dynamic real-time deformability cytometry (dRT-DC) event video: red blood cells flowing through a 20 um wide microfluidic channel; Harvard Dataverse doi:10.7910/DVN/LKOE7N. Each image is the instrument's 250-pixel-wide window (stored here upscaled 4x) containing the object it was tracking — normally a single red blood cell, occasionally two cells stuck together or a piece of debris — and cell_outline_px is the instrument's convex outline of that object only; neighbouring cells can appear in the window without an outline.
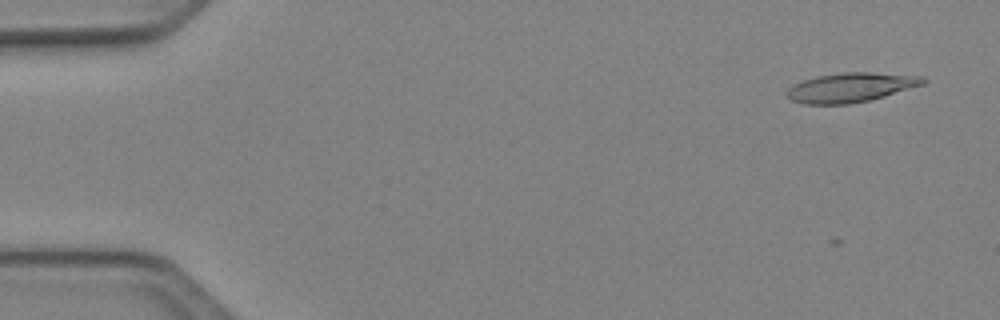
{"species": "Egyptian fruit bat (a non-hibernating species)", "species_latin": "Rousettus aegyptiacus", "temperature_condition": "cold", "stored_images_in_passage": 50, "camera_frame_rate_fps": 3000, "um_per_image_px": 0.085, "animal": {"sex": "female"}, "frame": {"image": 1, "passage_image": 4, "time_ms": 1.0, "image_size_px": [1000, 320], "cell_outline_px": [[928, 80], [924, 84], [884, 96], [868, 100], [848, 104], [804, 104], [792, 100], [788, 96], [788, 88], [792, 84], [816, 76], [840, 72], [872, 72], [924, 76]], "centroid_in_image_um": [72.33, 7.42], "position_along_channel_um": 12.7, "area_um2": 23.29}}
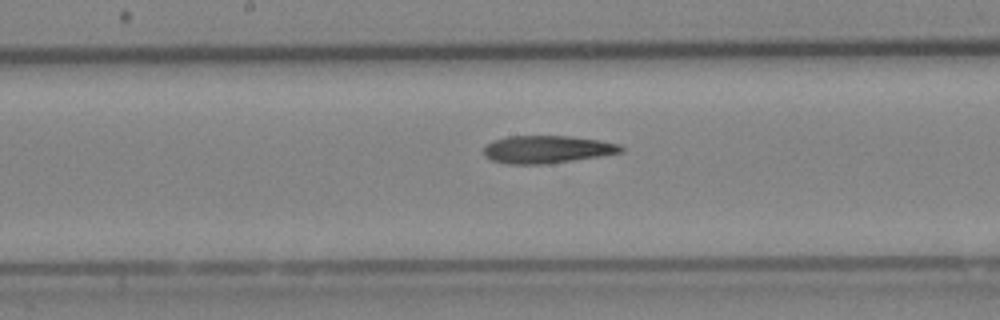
{"frame": {"image": 2, "passage_image": 27, "time_ms": 8.667, "image_size_px": [1000, 320], "cell_outline_px": [[624, 152], [600, 156], [548, 164], [508, 164], [492, 160], [484, 156], [484, 148], [492, 140], [508, 136], [568, 136], [600, 140], [620, 144], [624, 148]], "centroid_in_image_um": [46.51, 12.7], "position_along_channel_um": 201.7, "area_um2": 22.2}}
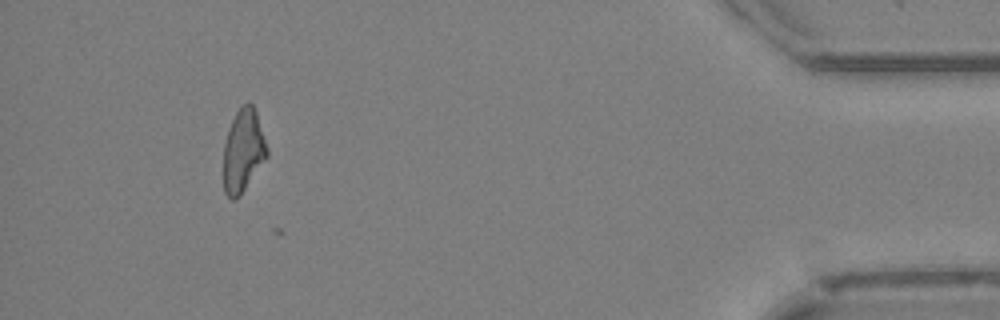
{"frame": {"image": 3, "passage_image": 47, "time_ms": 15.333, "image_size_px": [1000, 320], "cell_outline_px": [[268, 156], [240, 196], [232, 200], [224, 192], [224, 144], [228, 128], [236, 112], [248, 100], [252, 104], [256, 112], [268, 148]], "centroid_in_image_um": [20.67, 12.81], "position_along_channel_um": 414.5, "area_um2": 20.98}}